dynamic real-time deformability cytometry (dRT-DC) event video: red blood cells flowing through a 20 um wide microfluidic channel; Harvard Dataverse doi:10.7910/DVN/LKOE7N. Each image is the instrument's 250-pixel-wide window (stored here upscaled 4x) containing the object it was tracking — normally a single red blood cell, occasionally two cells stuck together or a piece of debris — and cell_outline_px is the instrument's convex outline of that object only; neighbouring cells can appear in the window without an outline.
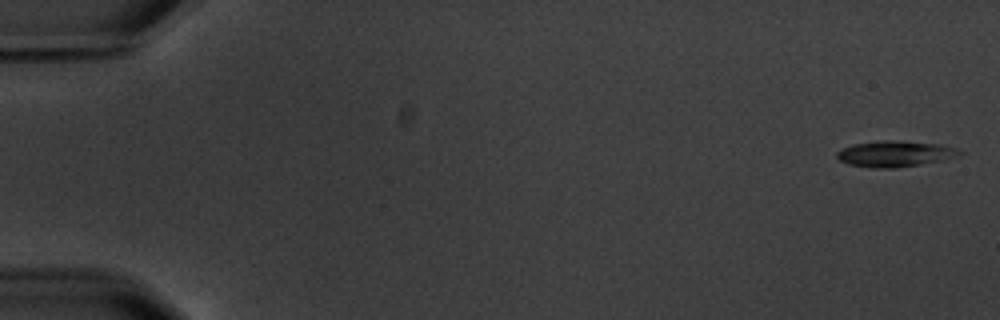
{"species": "common noctule bat (a hibernating species)", "species_latin": "Nyctalus noctula", "temperature_condition": "warm", "stored_images_in_passage": 7, "camera_frame_rate_fps": 3000, "um_per_image_px": 0.085, "animal": {"sex": "male", "body_mass_g": 20.1, "forearm_length_mm": 53.5}, "frame": {"image": 1, "passage_image": 1, "time_ms": 0.0, "image_size_px": [1000, 320], "cell_outline_px": [[964, 152], [960, 156], [920, 164], [896, 168], [872, 168], [848, 164], [840, 160], [836, 156], [836, 152], [844, 148], [856, 144], [880, 140], [896, 140], [940, 144], [956, 148]], "centroid_in_image_um": [76.1, 13.07], "position_along_channel_um": 8.9, "area_um2": 18.5}}
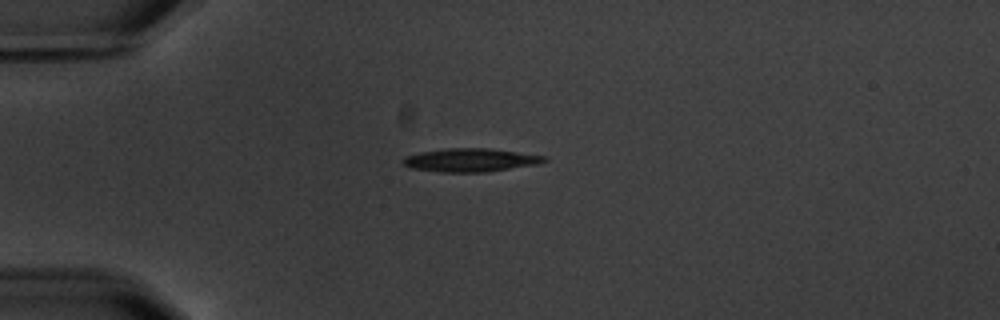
{"frame": {"image": 2, "passage_image": 5, "time_ms": 4.667, "image_size_px": [1000, 320], "cell_outline_px": [[548, 160], [540, 164], [488, 172], [440, 172], [408, 168], [400, 160], [408, 156], [420, 152], [448, 148], [488, 148], [548, 156]], "centroid_in_image_um": [40.03, 13.61], "position_along_channel_um": 45.0, "area_um2": 19.42}}
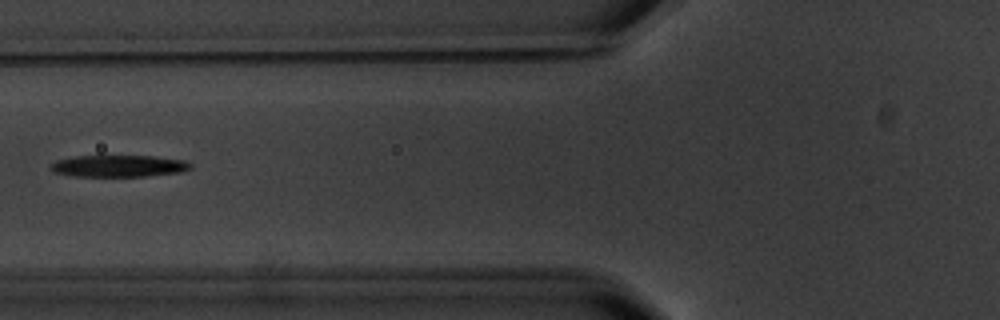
{"frame": {"image": 3, "passage_image": 7, "time_ms": 7.333, "image_size_px": [1000, 320], "cell_outline_px": [[192, 168], [180, 172], [144, 176], [72, 176], [52, 172], [48, 168], [56, 160], [76, 156], [156, 156], [184, 160], [192, 164]], "centroid_in_image_um": [10.07, 14.11], "position_along_channel_um": 115.7, "area_um2": 17.8}}